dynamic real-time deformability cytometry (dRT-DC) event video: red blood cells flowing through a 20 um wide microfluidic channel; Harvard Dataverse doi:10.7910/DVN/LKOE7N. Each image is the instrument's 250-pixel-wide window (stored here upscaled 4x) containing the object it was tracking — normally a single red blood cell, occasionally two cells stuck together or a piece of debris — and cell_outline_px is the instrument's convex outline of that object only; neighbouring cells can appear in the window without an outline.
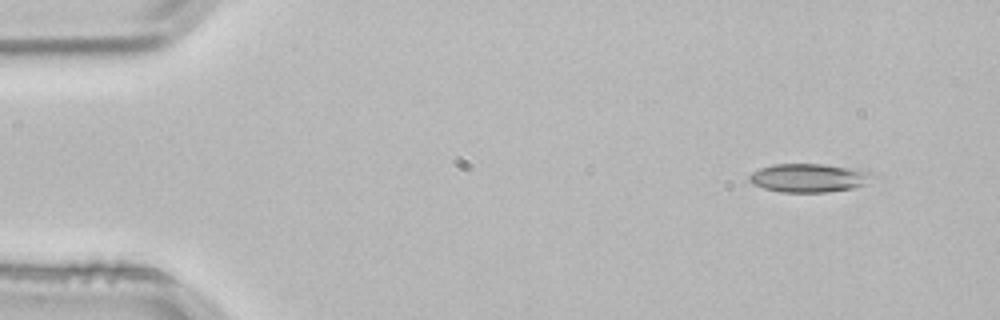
{"species": "common noctule bat (a hibernating species)", "species_latin": "Nyctalus noctula", "temperature_condition": "room temperature", "stored_images_in_passage": 3, "camera_frame_rate_fps": 3000, "um_per_image_px": 0.085, "animal": {"sex": "male", "body_mass_g": 21.5, "forearm_length_mm": 52.0}, "frame": {"image": 1, "passage_image": 1, "time_ms": 0.0, "image_size_px": [1000, 320], "cell_outline_px": [[880, 176], [868, 184], [852, 188], [824, 192], [780, 192], [764, 188], [752, 184], [748, 180], [748, 176], [752, 172], [760, 168], [772, 164], [824, 164], [876, 172]], "centroid_in_image_um": [68.84, 15.11], "position_along_channel_um": 16.2, "area_um2": 20.92}}
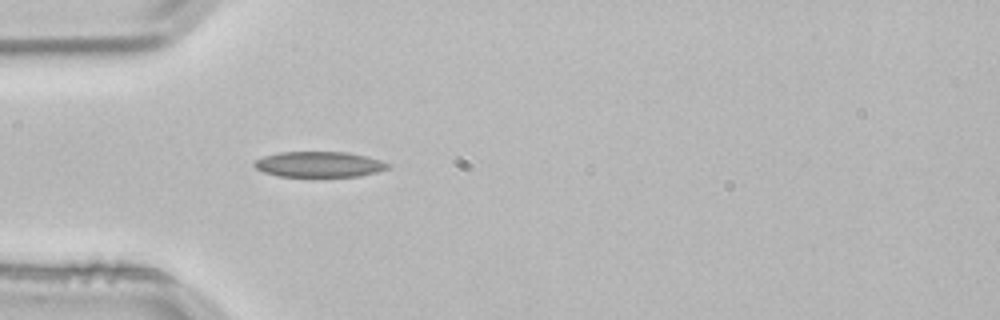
{"frame": {"image": 2, "passage_image": 3, "time_ms": 0.667, "image_size_px": [1000, 320], "cell_outline_px": [[392, 168], [360, 176], [280, 176], [264, 172], [256, 168], [252, 164], [256, 160], [264, 156], [280, 152], [348, 152], [380, 160], [392, 164]], "centroid_in_image_um": [27.17, 13.97], "position_along_channel_um": 57.8, "area_um2": 19.83}}